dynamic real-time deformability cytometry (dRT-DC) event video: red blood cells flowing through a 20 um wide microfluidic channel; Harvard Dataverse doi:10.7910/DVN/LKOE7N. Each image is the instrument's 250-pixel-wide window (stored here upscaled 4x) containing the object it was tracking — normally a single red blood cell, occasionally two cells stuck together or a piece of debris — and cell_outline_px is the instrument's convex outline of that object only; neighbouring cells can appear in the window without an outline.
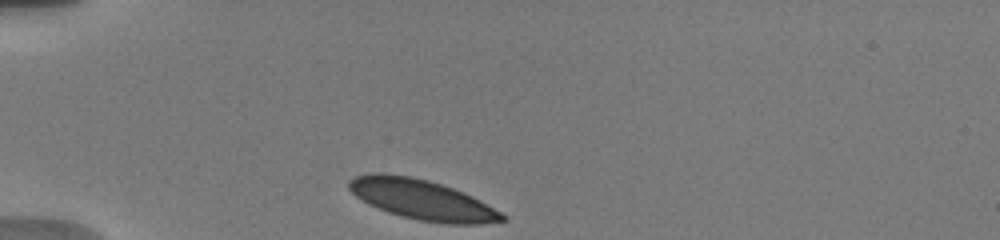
{"species": "human", "species_latin": "Homo sapiens", "temperature_condition": "warm", "stored_images_in_passage": 36, "camera_frame_rate_fps": 3000, "um_per_image_px": 0.085, "donor": {"sex": "male"}, "frame": {"image": 1, "passage_image": 1, "time_ms": 0.0, "image_size_px": [1000, 240], "cell_outline_px": [[504, 220], [480, 224], [448, 224], [420, 220], [400, 216], [388, 212], [368, 204], [356, 196], [348, 188], [348, 180], [356, 176], [376, 172], [384, 172], [412, 176], [428, 180], [452, 188], [472, 196], [480, 200], [500, 212], [504, 216]], "centroid_in_image_um": [35.82, 16.95], "position_along_channel_um": 49.2, "area_um2": 35.55}}
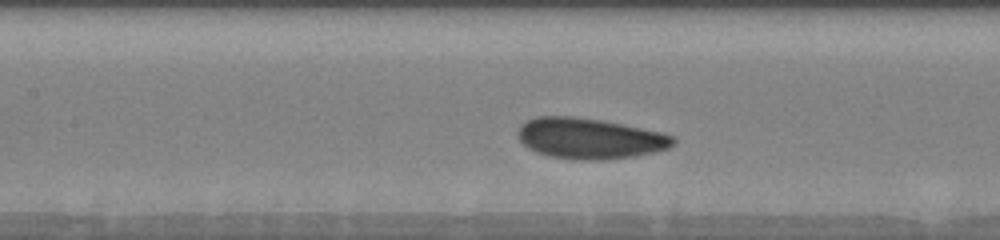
{"frame": {"image": 2, "passage_image": 13, "time_ms": 3.667, "image_size_px": [1000, 240], "cell_outline_px": [[676, 144], [668, 148], [636, 156], [600, 160], [572, 160], [548, 156], [536, 152], [528, 148], [520, 140], [516, 132], [520, 124], [536, 116], [572, 116], [600, 120], [660, 132], [676, 136]], "centroid_in_image_um": [50.09, 11.77], "position_along_channel_um": 157.3, "area_um2": 36.99}}
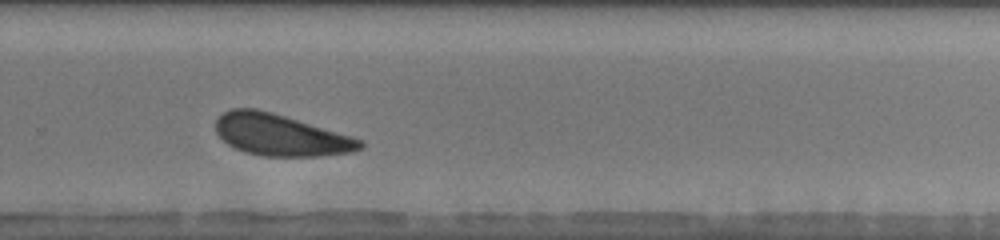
{"frame": {"image": 3, "passage_image": 26, "time_ms": 7.667, "image_size_px": [1000, 240], "cell_outline_px": [[364, 148], [352, 152], [320, 156], [264, 156], [244, 152], [228, 144], [216, 132], [216, 120], [224, 112], [232, 108], [256, 108], [272, 112], [352, 136], [364, 140]], "centroid_in_image_um": [23.88, 11.48], "position_along_channel_um": 305.9, "area_um2": 34.91}, "authors_computed_cell_mechanics": {"area_um2": 36.0094, "velocity_mm_per_s": 3.7269, "shape_relaxation_time_tau1_ms": 1.7232, "shape_relaxation_time_tau2_ms": null, "deformation_change_tau1": 0.0709, "deformation_change_tau2": null}}